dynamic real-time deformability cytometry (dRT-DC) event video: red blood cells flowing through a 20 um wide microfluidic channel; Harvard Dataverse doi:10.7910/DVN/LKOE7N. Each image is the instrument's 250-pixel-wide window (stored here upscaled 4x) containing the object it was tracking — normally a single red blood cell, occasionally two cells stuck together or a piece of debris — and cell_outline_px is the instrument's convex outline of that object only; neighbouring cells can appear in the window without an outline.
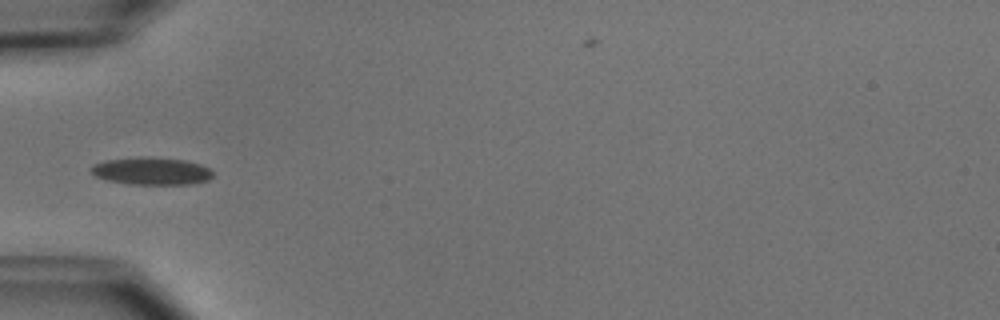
{"species": "common noctule bat (a hibernating species)", "species_latin": "Nyctalus noctula", "temperature_condition": "cold", "stored_images_in_passage": 2, "camera_frame_rate_fps": 3000, "um_per_image_px": 0.085, "animal": {"sex": "male", "body_mass_g": 15.6}, "frame": {"image": 1, "passage_image": 2, "time_ms": 1.333, "image_size_px": [1000, 320], "cell_outline_px": [[212, 176], [208, 180], [192, 184], [132, 184], [108, 180], [96, 176], [88, 168], [92, 164], [104, 160], [148, 156], [184, 160], [200, 164], [208, 168], [212, 172]], "centroid_in_image_um": [12.85, 14.53], "position_along_channel_um": 72.2, "area_um2": 19.48}}